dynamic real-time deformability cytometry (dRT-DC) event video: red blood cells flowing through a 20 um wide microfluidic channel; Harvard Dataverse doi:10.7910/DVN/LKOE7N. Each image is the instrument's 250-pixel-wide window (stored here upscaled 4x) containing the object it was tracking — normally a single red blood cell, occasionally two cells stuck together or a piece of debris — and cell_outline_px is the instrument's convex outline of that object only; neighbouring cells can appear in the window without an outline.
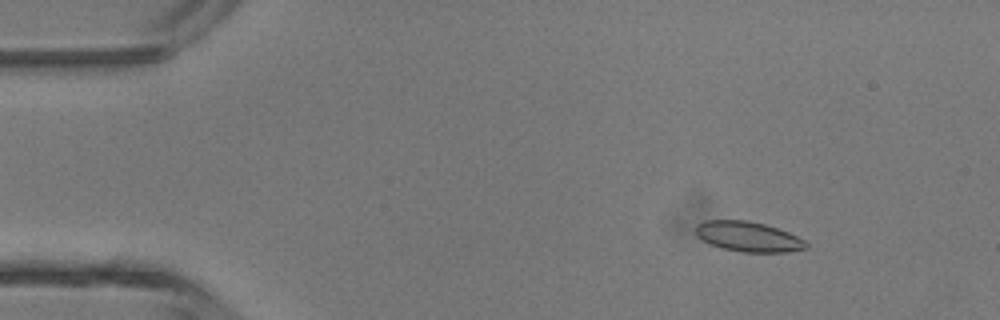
{"species": "common noctule bat (a hibernating species)", "species_latin": "Nyctalus noctula", "temperature_condition": "room temperature", "stored_images_in_passage": 46, "camera_frame_rate_fps": 3000, "um_per_image_px": 0.085, "animal": {"sex": "male", "body_mass_g": 13.3}, "frame": {"image": 1, "passage_image": 6, "time_ms": 1.667, "image_size_px": [1000, 320], "cell_outline_px": [[808, 248], [788, 252], [744, 252], [720, 248], [696, 236], [696, 224], [704, 220], [748, 220], [764, 224], [788, 232], [804, 240], [808, 244]], "centroid_in_image_um": [63.59, 20.11], "position_along_channel_um": 21.4, "area_um2": 19.31}}
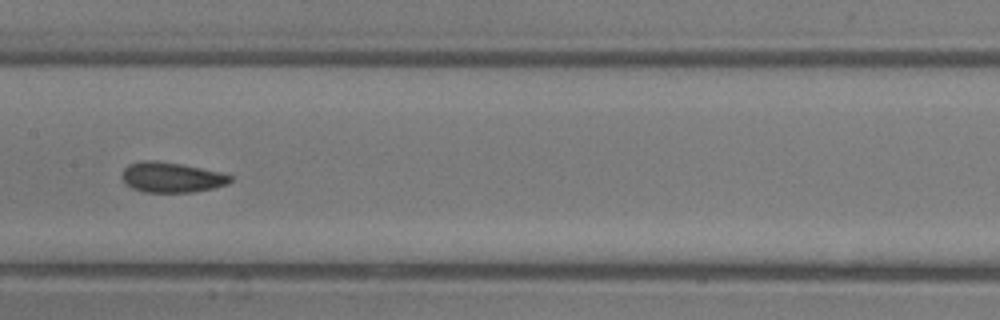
{"frame": {"image": 2, "passage_image": 23, "time_ms": 7.333, "image_size_px": [1000, 320], "cell_outline_px": [[232, 180], [228, 184], [212, 188], [192, 192], [144, 192], [132, 188], [124, 180], [124, 168], [128, 164], [144, 160], [156, 160], [180, 164], [220, 172], [232, 176]], "centroid_in_image_um": [14.6, 15.07], "position_along_channel_um": 192.8, "area_um2": 18.79}}
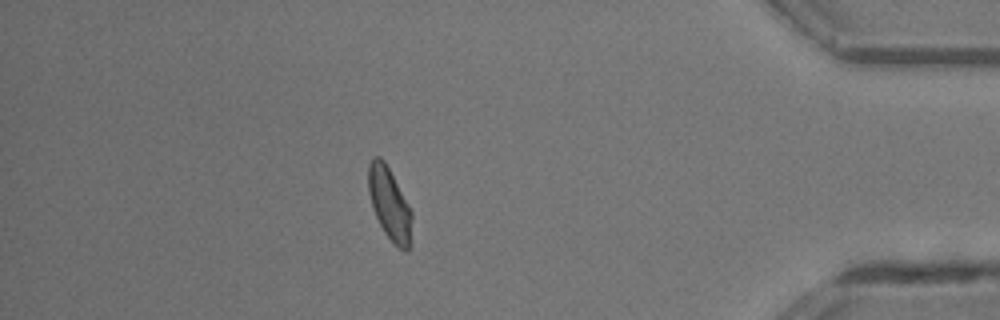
{"frame": {"image": 3, "passage_image": 40, "time_ms": 13.0, "image_size_px": [1000, 320], "cell_outline_px": [[412, 216], [408, 252], [404, 252], [384, 232], [372, 208], [368, 192], [368, 164], [372, 156], [380, 156], [384, 160], [408, 204], [412, 212]], "centroid_in_image_um": [33.08, 17.28], "position_along_channel_um": 402.1, "area_um2": 18.09}, "authors_computed_cell_mechanics": {"area_um2": 18.5827, "velocity_mm_per_s": 4.4934, "shape_relaxation_time_tau1_ms": 2.2356, "shape_relaxation_time_tau2_ms": 1.3117, "deformation_change_tau1": 0.1027, "deformation_change_tau2": 0.075}}